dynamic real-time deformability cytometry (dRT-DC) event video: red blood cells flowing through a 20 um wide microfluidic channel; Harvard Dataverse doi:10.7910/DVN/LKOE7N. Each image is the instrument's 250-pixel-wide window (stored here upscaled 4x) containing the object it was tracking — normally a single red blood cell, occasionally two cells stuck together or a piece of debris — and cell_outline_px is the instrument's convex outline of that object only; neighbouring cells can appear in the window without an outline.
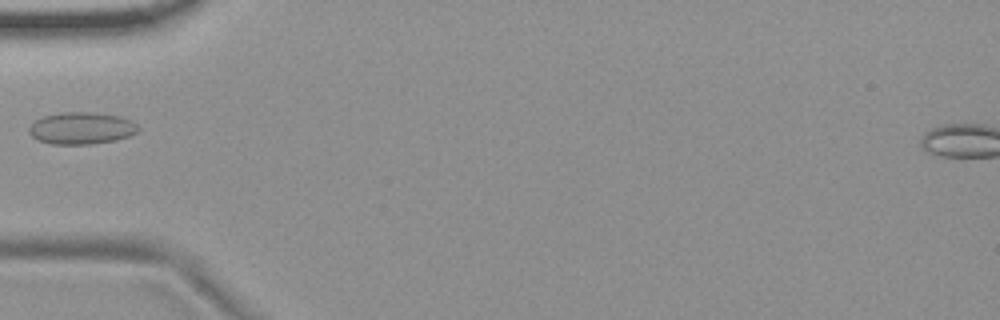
{"species": "common noctule bat (a hibernating species)", "species_latin": "Nyctalus noctula", "temperature_condition": "room temperature", "stored_images_in_passage": 5, "camera_frame_rate_fps": 3000, "um_per_image_px": 0.085, "animal": {"sex": "female", "body_mass_g": 19.9}, "frame": {"image": 1, "passage_image": 5, "time_ms": 1.333, "image_size_px": [1000, 320], "cell_outline_px": [[140, 128], [136, 132], [128, 136], [116, 140], [92, 144], [52, 144], [36, 140], [28, 132], [28, 128], [36, 120], [44, 116], [60, 112], [92, 112], [120, 116], [132, 120]], "centroid_in_image_um": [6.92, 10.89], "position_along_channel_um": 78.1, "area_um2": 20.46}}